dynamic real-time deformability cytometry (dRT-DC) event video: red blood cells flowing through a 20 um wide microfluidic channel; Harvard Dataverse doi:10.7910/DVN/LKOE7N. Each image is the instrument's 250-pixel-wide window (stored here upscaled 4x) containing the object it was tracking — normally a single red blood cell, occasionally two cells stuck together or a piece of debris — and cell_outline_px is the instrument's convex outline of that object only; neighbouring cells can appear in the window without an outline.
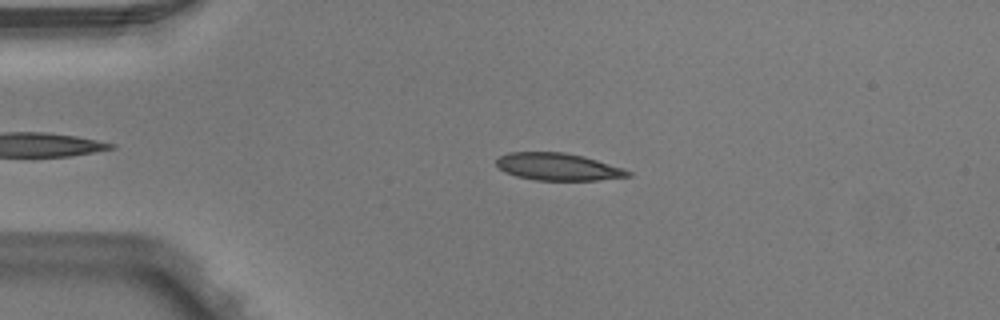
{"species": "Egyptian fruit bat (a non-hibernating species)", "species_latin": "Rousettus aegyptiacus", "temperature_condition": "warm", "stored_images_in_passage": 4, "camera_frame_rate_fps": 3000, "um_per_image_px": 0.085, "animal": {"sex": "male"}, "frame": {"image": 1, "passage_image": 3, "time_ms": 0.667, "image_size_px": [1000, 320], "cell_outline_px": [[632, 176], [596, 180], [536, 180], [516, 176], [504, 172], [496, 164], [496, 160], [500, 156], [508, 152], [564, 152], [584, 156], [624, 168], [632, 172]], "centroid_in_image_um": [47.44, 14.17], "position_along_channel_um": 37.6, "area_um2": 20.98}}